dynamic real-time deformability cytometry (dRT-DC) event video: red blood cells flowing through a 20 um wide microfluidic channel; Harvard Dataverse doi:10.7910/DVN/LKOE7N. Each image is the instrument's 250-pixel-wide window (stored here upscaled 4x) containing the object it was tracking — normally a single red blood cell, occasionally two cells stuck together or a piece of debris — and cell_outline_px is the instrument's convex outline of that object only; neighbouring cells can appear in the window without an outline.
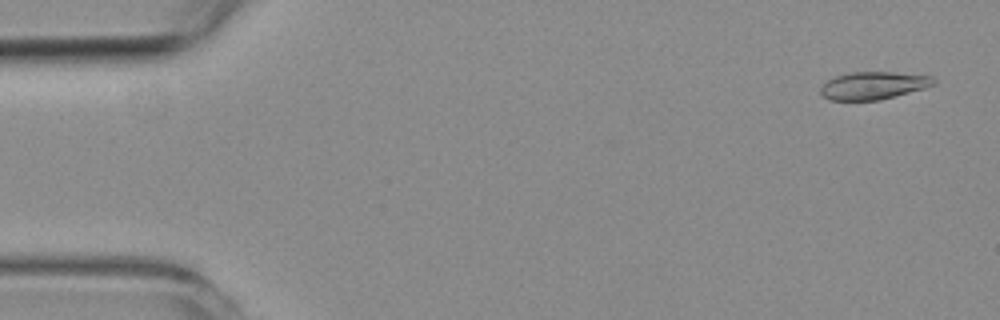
{"species": "common noctule bat (a hibernating species)", "species_latin": "Nyctalus noctula", "temperature_condition": "room temperature", "stored_images_in_passage": 55, "camera_frame_rate_fps": 3000, "um_per_image_px": 0.085, "animal": {"sex": "female", "body_mass_g": 19.3, "forearm_length_mm": 54.1}, "frame": {"image": 1, "passage_image": 3, "time_ms": 0.667, "image_size_px": [1000, 320], "cell_outline_px": [[936, 84], [924, 88], [880, 100], [828, 100], [820, 92], [820, 88], [828, 80], [836, 76], [852, 72], [892, 72], [932, 76], [936, 80]], "centroid_in_image_um": [74.25, 7.27], "position_along_channel_um": 10.8, "area_um2": 18.09}}
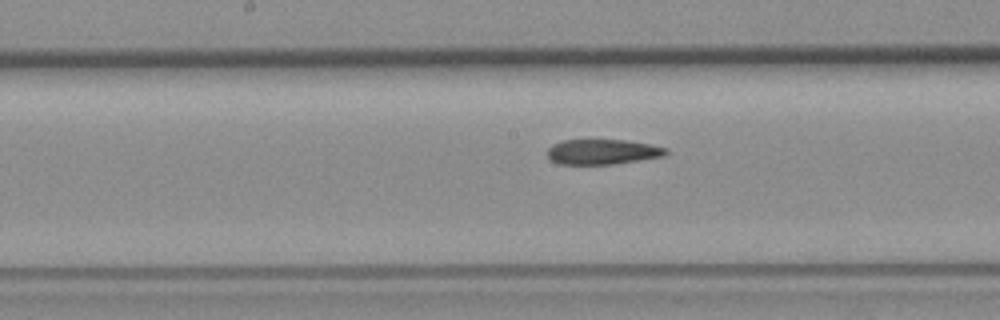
{"frame": {"image": 2, "passage_image": 28, "time_ms": 9.0, "image_size_px": [1000, 320], "cell_outline_px": [[668, 152], [664, 156], [612, 164], [556, 164], [548, 156], [548, 148], [552, 144], [564, 140], [624, 140], [648, 144], [668, 148]], "centroid_in_image_um": [51.2, 12.9], "position_along_channel_um": 197.0, "area_um2": 17.22}}
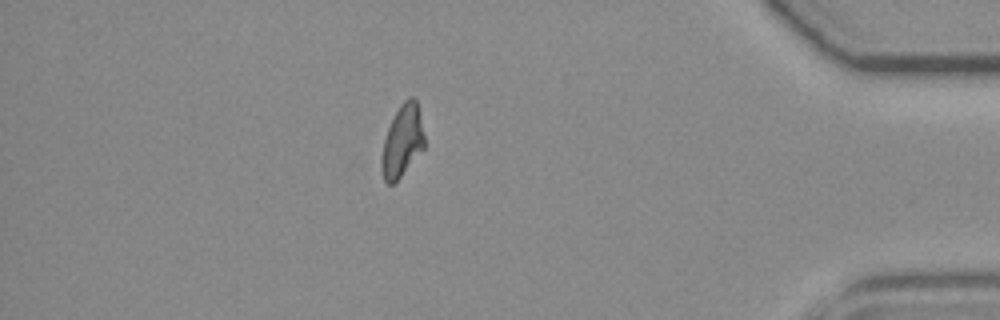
{"frame": {"image": 3, "passage_image": 48, "time_ms": 15.667, "image_size_px": [1000, 320], "cell_outline_px": [[424, 148], [400, 176], [392, 184], [388, 184], [384, 180], [380, 164], [380, 156], [384, 140], [388, 128], [400, 104], [408, 96], [412, 96], [416, 100], [424, 136]], "centroid_in_image_um": [34.17, 11.98], "position_along_channel_um": 401.0, "area_um2": 17.63}, "authors_computed_cell_mechanics": {"area_um2": 18.496, "velocity_mm_per_s": 3.7395, "shape_relaxation_time_tau1_ms": null, "shape_relaxation_time_tau2_ms": 4.7024, "deformation_change_tau1": null, "deformation_change_tau2": 0.1251}}